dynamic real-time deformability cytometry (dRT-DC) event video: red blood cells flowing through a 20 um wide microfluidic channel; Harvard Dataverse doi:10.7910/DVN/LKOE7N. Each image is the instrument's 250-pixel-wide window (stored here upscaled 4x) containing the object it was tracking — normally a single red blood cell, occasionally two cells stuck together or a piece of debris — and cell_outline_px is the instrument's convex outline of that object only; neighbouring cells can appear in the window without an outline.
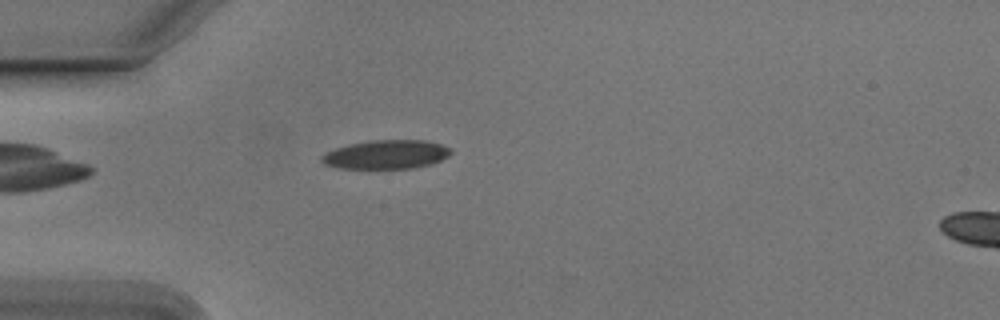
{"species": "Egyptian fruit bat (a non-hibernating species)", "species_latin": "Rousettus aegyptiacus", "temperature_condition": "cold", "stored_images_in_passage": 44, "camera_frame_rate_fps": 3000, "um_per_image_px": 0.085, "animal": {"sex": "male"}, "frame": {"image": 1, "passage_image": 5, "time_ms": 1.333, "image_size_px": [1000, 320], "cell_outline_px": [[452, 152], [448, 156], [432, 164], [412, 168], [340, 168], [324, 164], [320, 160], [320, 156], [336, 148], [348, 144], [372, 140], [424, 140], [440, 144], [448, 148]], "centroid_in_image_um": [32.81, 13.13], "position_along_channel_um": 52.2, "area_um2": 21.56}}
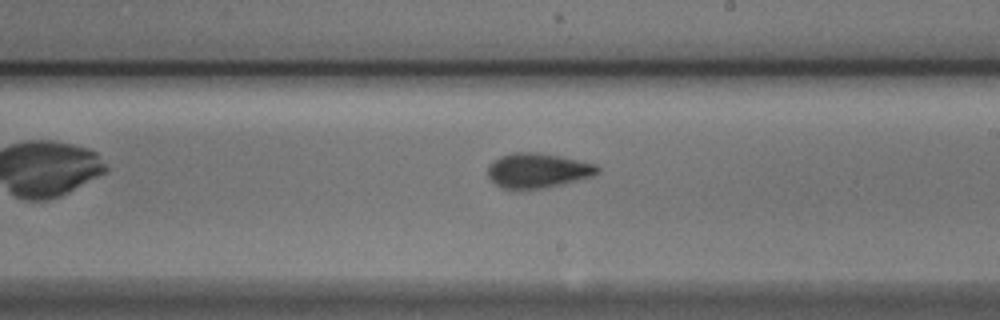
{"frame": {"image": 2, "passage_image": 21, "time_ms": 6.667, "image_size_px": [1000, 320], "cell_outline_px": [[600, 172], [592, 176], [564, 184], [544, 188], [516, 192], [500, 188], [488, 176], [488, 164], [492, 160], [500, 156], [512, 152], [536, 152], [560, 156], [596, 164], [600, 168]], "centroid_in_image_um": [45.66, 14.52], "position_along_channel_um": 243.3, "area_um2": 22.89}}
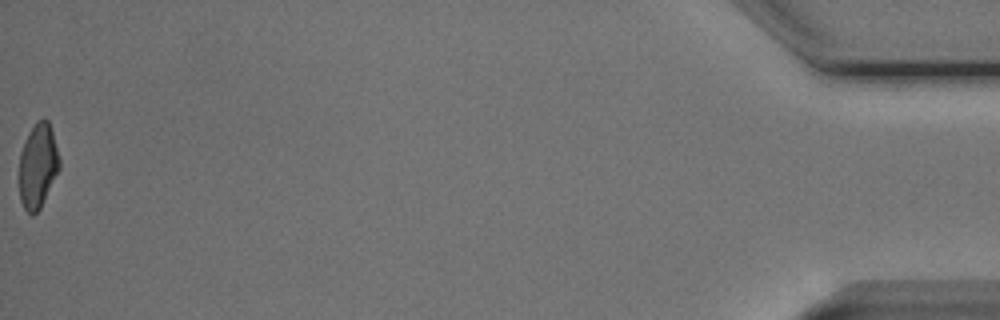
{"frame": {"image": 3, "passage_image": 44, "time_ms": 14.333, "image_size_px": [1000, 320], "cell_outline_px": [[60, 168], [40, 208], [32, 216], [24, 208], [20, 200], [20, 152], [24, 140], [28, 132], [36, 120], [44, 116], [48, 120], [52, 132], [60, 160]], "centroid_in_image_um": [3.21, 14.05], "position_along_channel_um": 432.0, "area_um2": 19.83}, "authors_computed_cell_mechanics": {"area_um2": 21.1837, "velocity_mm_per_s": 3.7781, "shape_relaxation_time_tau1_ms": 3.4598, "shape_relaxation_time_tau2_ms": 2.206, "deformation_change_tau1": 0.1332, "deformation_change_tau2": 0.0863}}